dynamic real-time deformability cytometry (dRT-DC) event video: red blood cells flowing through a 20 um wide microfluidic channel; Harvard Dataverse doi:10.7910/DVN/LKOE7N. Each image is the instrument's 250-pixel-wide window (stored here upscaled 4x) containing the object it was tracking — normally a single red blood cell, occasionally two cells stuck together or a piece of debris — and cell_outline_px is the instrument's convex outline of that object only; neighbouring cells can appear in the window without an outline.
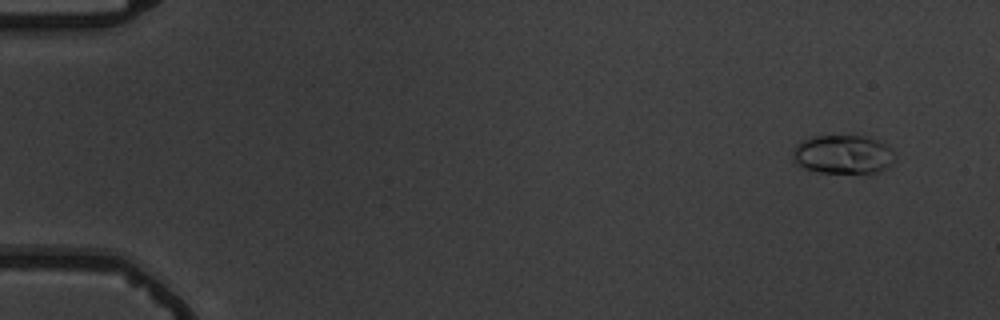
{"species": "common noctule bat (a hibernating species)", "species_latin": "Nyctalus noctula", "temperature_condition": "warm", "stored_images_in_passage": 5, "camera_frame_rate_fps": 3000, "um_per_image_px": 0.085, "animal": {"sex": "male", "body_mass_g": 19.5, "forearm_length_mm": 54.6}, "frame": {"image": 1, "passage_image": 1, "time_ms": 0.0, "image_size_px": [1000, 320], "cell_outline_px": [[896, 152], [892, 160], [884, 168], [872, 176], [868, 176], [820, 172], [804, 168], [796, 164], [792, 160], [792, 152], [796, 144], [808, 136], [868, 136], [884, 144]], "centroid_in_image_um": [71.63, 13.17], "position_along_channel_um": 13.4, "area_um2": 23.87}}